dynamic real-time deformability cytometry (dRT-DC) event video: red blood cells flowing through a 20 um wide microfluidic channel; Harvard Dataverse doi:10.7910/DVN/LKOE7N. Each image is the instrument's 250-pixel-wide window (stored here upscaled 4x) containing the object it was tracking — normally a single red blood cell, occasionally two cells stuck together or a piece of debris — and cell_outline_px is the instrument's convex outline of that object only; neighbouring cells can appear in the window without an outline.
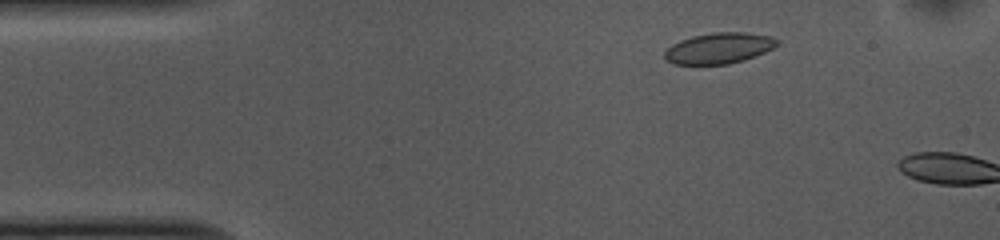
{"species": "common noctule bat (a hibernating species)", "species_latin": "Nyctalus noctula", "temperature_condition": "cold", "stored_images_in_passage": 7, "camera_frame_rate_fps": 3000, "um_per_image_px": 0.085, "animal": {"sex": "female", "body_mass_g": 10.0, "forearm_length_mm": 53.1}, "frame": {"image": 1, "passage_image": 5, "time_ms": 1.333, "image_size_px": [1000, 240], "cell_outline_px": [[780, 44], [756, 56], [744, 60], [728, 64], [672, 64], [664, 56], [664, 52], [672, 44], [680, 40], [692, 36], [716, 32], [744, 32], [772, 36]], "centroid_in_image_um": [61.12, 4.09], "position_along_channel_um": 23.9, "area_um2": 20.17}}